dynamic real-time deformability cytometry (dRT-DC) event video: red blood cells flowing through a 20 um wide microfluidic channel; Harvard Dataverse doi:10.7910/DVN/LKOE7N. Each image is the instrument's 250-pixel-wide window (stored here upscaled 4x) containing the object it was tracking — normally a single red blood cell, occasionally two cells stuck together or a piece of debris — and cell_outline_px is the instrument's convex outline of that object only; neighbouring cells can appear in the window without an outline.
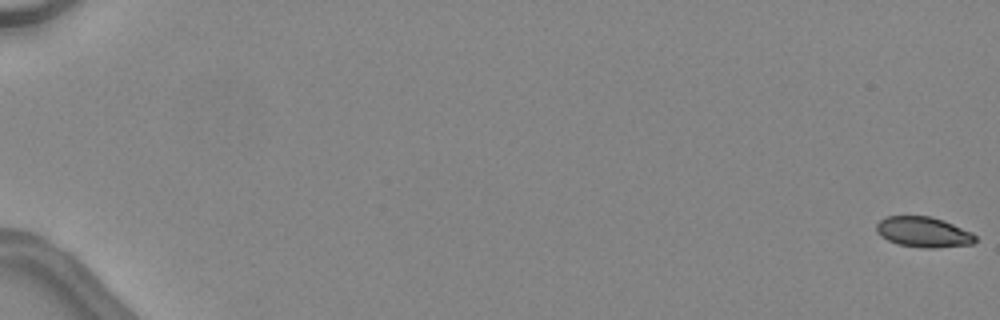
{"species": "common noctule bat (a hibernating species)", "species_latin": "Nyctalus noctula", "temperature_condition": "warm", "stored_images_in_passage": 4, "camera_frame_rate_fps": 3000, "um_per_image_px": 0.085, "animal": {"sex": "female", "body_mass_g": 24.6, "forearm_length_mm": 56.2}, "frame": {"image": 1, "passage_image": 1, "time_ms": 0.0, "image_size_px": [1000, 320], "cell_outline_px": [[976, 240], [972, 244], [936, 248], [920, 248], [896, 244], [880, 236], [876, 232], [876, 224], [880, 220], [888, 216], [928, 216], [944, 220], [972, 232], [976, 236]], "centroid_in_image_um": [78.48, 19.73], "position_along_channel_um": 6.5, "area_um2": 17.69}}